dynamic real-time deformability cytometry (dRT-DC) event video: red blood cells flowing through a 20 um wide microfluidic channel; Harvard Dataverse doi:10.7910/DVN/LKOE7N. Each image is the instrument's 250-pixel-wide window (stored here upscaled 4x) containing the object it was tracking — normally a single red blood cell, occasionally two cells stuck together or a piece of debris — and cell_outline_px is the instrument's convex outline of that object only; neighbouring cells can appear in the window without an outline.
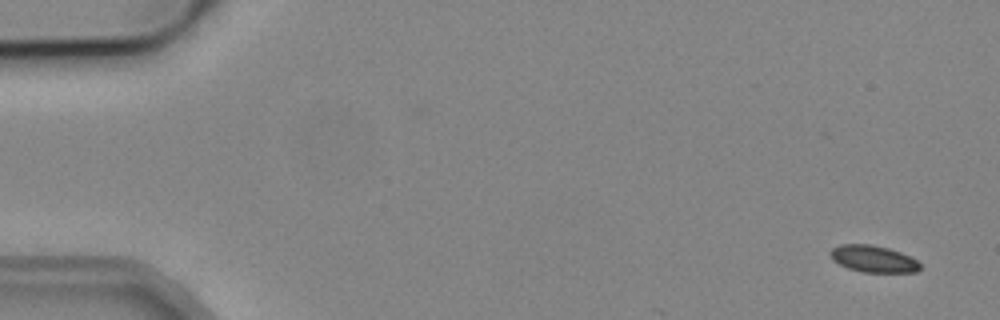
{"species": "common noctule bat (a hibernating species)", "species_latin": "Nyctalus noctula", "temperature_condition": "cold", "stored_images_in_passage": 4, "camera_frame_rate_fps": 3000, "um_per_image_px": 0.085, "animal": {"sex": "male", "body_mass_g": 19.2, "forearm_length_mm": 51.8}, "frame": {"image": 1, "passage_image": 1, "time_ms": 0.0, "image_size_px": [1000, 320], "cell_outline_px": [[920, 268], [916, 272], [864, 272], [848, 268], [832, 260], [828, 252], [832, 248], [840, 244], [872, 244], [888, 248], [900, 252], [916, 260], [920, 264]], "centroid_in_image_um": [74.19, 21.99], "position_along_channel_um": 10.8, "area_um2": 13.99}}
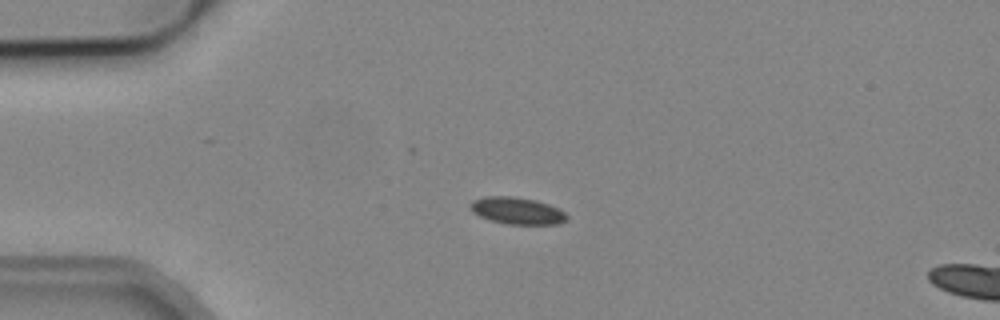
{"frame": {"image": 2, "passage_image": 4, "time_ms": 3.667, "image_size_px": [1000, 320], "cell_outline_px": [[568, 220], [560, 224], [508, 224], [492, 220], [480, 216], [472, 212], [472, 200], [484, 196], [512, 196], [536, 200], [548, 204], [564, 212], [568, 216]], "centroid_in_image_um": [43.98, 17.91], "position_along_channel_um": 41.0, "area_um2": 15.03}}